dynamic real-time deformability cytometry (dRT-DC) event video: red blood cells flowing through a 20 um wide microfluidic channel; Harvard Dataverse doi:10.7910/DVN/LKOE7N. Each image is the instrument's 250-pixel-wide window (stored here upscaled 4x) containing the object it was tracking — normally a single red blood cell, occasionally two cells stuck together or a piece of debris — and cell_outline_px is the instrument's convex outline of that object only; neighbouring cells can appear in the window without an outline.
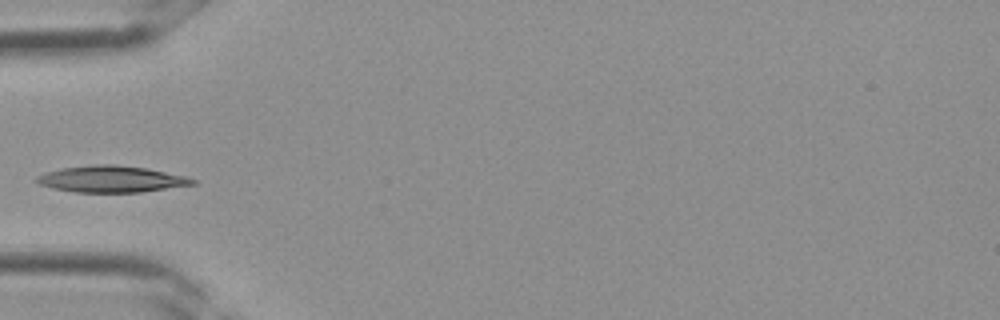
{"species": "Egyptian fruit bat (a non-hibernating species)", "species_latin": "Rousettus aegyptiacus", "temperature_condition": "room temperature", "stored_images_in_passage": 3, "camera_frame_rate_fps": 3000, "um_per_image_px": 0.085, "frame": {"image": 1, "passage_image": 3, "time_ms": 0.667, "image_size_px": [1000, 320], "cell_outline_px": [[196, 184], [140, 192], [76, 192], [52, 188], [40, 184], [36, 180], [36, 176], [44, 172], [60, 168], [92, 164], [116, 164], [148, 168], [188, 176], [196, 180]], "centroid_in_image_um": [9.48, 15.21], "position_along_channel_um": 75.5, "area_um2": 24.28}}